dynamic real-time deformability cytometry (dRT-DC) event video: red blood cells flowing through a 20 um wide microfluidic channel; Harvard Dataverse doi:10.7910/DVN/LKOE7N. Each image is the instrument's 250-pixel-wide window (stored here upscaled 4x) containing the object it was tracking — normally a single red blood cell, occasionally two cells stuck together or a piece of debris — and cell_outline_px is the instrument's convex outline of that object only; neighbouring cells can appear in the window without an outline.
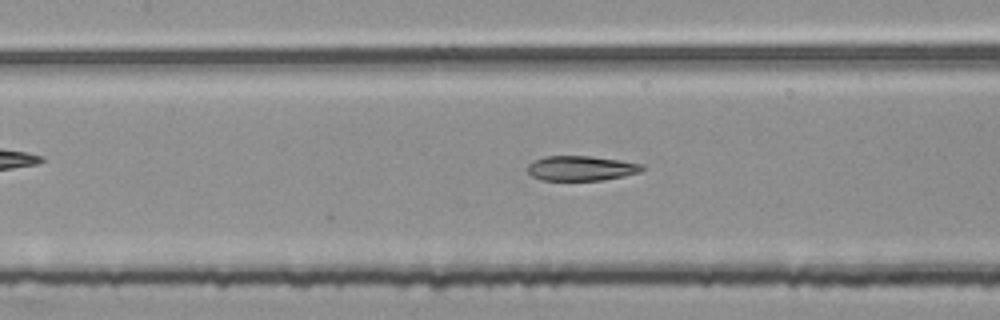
{"species": "common noctule bat (a hibernating species)", "species_latin": "Nyctalus noctula", "temperature_condition": "room temperature", "stored_images_in_passage": 8, "camera_frame_rate_fps": 3000, "um_per_image_px": 0.085, "animal": {"sex": "female", "body_mass_g": 25.1}, "frame": {"image": 1, "passage_image": 8, "time_ms": 2.333, "image_size_px": [1000, 320], "cell_outline_px": [[644, 172], [604, 180], [540, 180], [532, 176], [528, 172], [528, 164], [532, 160], [544, 156], [592, 156], [620, 160], [644, 164]], "centroid_in_image_um": [49.42, 14.3], "position_along_channel_um": 158.0, "area_um2": 16.88}}